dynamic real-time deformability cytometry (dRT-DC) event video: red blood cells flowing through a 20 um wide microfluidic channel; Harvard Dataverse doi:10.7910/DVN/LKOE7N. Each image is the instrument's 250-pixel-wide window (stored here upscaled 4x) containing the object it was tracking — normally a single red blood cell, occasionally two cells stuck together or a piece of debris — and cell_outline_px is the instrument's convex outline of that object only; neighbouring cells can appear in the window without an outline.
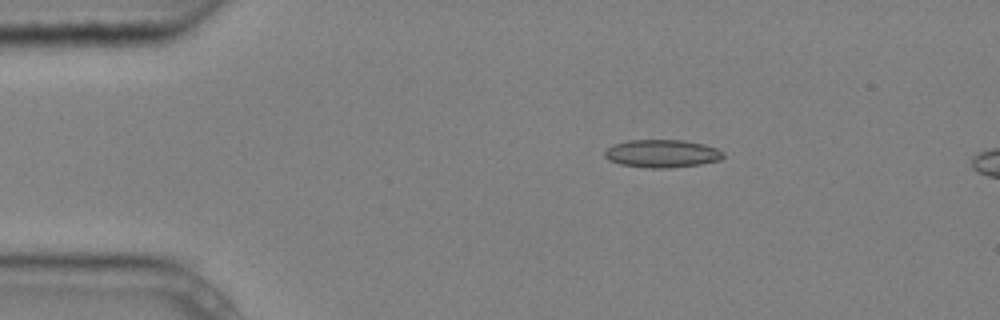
{"species": "common noctule bat (a hibernating species)", "species_latin": "Nyctalus noctula", "temperature_condition": "cold", "stored_images_in_passage": 3, "camera_frame_rate_fps": 3000, "um_per_image_px": 0.085, "animal": {"sex": "male", "body_mass_g": 20.4}, "frame": {"image": 1, "passage_image": 1, "time_ms": 0.0, "image_size_px": [1000, 320], "cell_outline_px": [[724, 156], [720, 160], [700, 164], [668, 168], [648, 168], [620, 164], [608, 160], [604, 156], [604, 152], [612, 144], [628, 140], [684, 140], [704, 144], [716, 148], [724, 152]], "centroid_in_image_um": [56.26, 13.05], "position_along_channel_um": 28.7, "area_um2": 19.36}}